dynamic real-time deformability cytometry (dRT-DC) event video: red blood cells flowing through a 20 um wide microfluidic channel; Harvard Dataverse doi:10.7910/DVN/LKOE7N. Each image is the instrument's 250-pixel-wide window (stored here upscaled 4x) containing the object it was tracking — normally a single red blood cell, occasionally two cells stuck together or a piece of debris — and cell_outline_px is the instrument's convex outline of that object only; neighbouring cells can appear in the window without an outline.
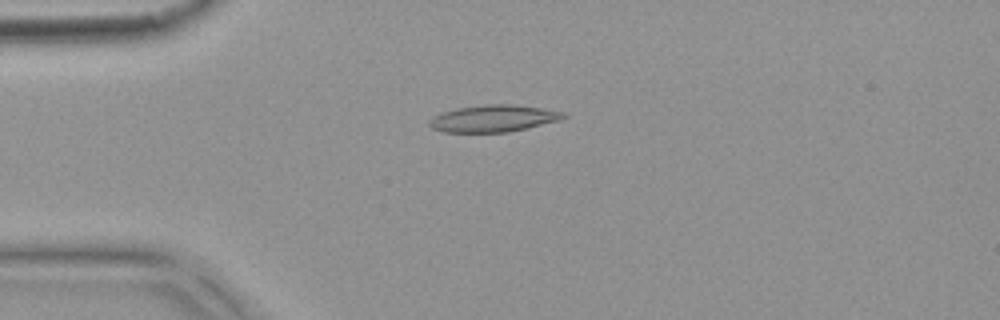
{"species": "common noctule bat (a hibernating species)", "species_latin": "Nyctalus noctula", "temperature_condition": "warm", "stored_images_in_passage": 7, "camera_frame_rate_fps": 3000, "um_per_image_px": 0.085, "animal": {"sex": "female", "body_mass_g": 18.4}, "frame": {"image": 1, "passage_image": 4, "time_ms": 1.0, "image_size_px": [1000, 320], "cell_outline_px": [[568, 116], [560, 120], [508, 132], [444, 132], [432, 128], [428, 124], [428, 120], [444, 112], [456, 108], [488, 104], [512, 104], [540, 108], [564, 112]], "centroid_in_image_um": [41.94, 10.07], "position_along_channel_um": 43.1, "area_um2": 20.81}}